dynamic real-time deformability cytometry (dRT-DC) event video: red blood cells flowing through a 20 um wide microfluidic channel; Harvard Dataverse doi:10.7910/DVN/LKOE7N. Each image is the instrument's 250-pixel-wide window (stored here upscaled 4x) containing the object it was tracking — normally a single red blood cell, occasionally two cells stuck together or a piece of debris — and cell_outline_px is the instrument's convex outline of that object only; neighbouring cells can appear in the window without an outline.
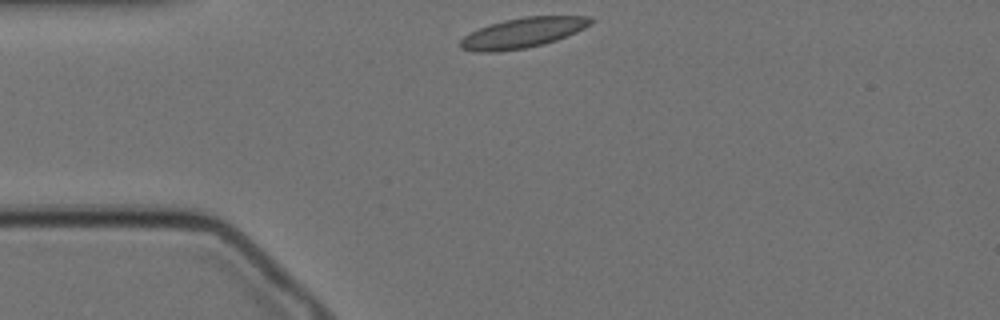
{"species": "Egyptian fruit bat (a non-hibernating species)", "species_latin": "Rousettus aegyptiacus", "temperature_condition": "cold", "stored_images_in_passage": 47, "camera_frame_rate_fps": 3000, "um_per_image_px": 0.085, "animal": {"sex": "female"}, "frame": {"image": 1, "passage_image": 1, "time_ms": 0.0, "image_size_px": [1000, 320], "cell_outline_px": [[592, 24], [576, 32], [556, 40], [544, 44], [524, 48], [496, 52], [476, 52], [460, 48], [460, 40], [464, 36], [488, 24], [504, 20], [524, 16], [592, 16]], "centroid_in_image_um": [44.43, 2.78], "position_along_channel_um": 40.6, "area_um2": 22.83}}
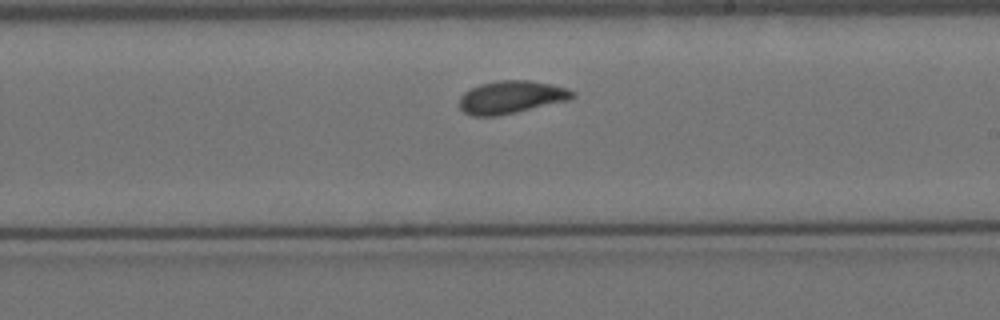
{"frame": {"image": 2, "passage_image": 21, "time_ms": 6.667, "image_size_px": [1000, 320], "cell_outline_px": [[576, 96], [568, 100], [516, 112], [496, 116], [472, 116], [464, 112], [460, 108], [460, 96], [464, 92], [480, 84], [500, 80], [528, 80], [552, 84], [568, 88], [576, 92]], "centroid_in_image_um": [43.47, 8.25], "position_along_channel_um": 245.5, "area_um2": 21.56}}
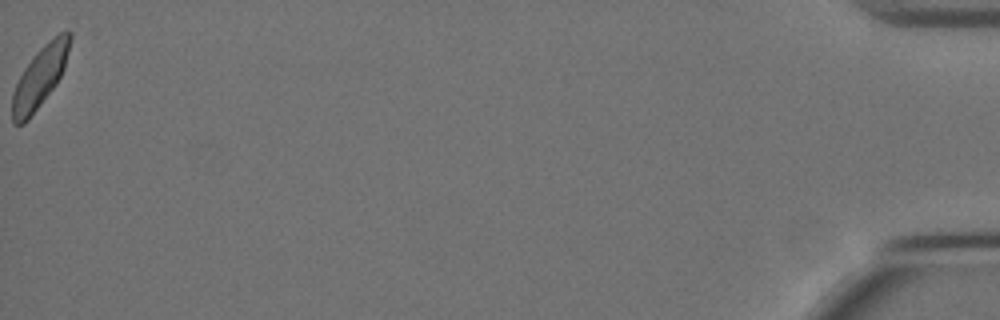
{"frame": {"image": 3, "passage_image": 47, "time_ms": 15.333, "image_size_px": [1000, 320], "cell_outline_px": [[72, 36], [64, 68], [56, 84], [28, 120], [24, 124], [12, 124], [12, 92], [24, 68], [36, 52], [48, 40], [60, 32], [68, 28], [72, 32]], "centroid_in_image_um": [3.4, 6.52], "position_along_channel_um": 431.8, "area_um2": 20.46}, "authors_computed_cell_mechanics": {"area_um2": 21.1548, "velocity_mm_per_s": 3.3882, "shape_relaxation_time_tau1_ms": 5.1986, "shape_relaxation_time_tau2_ms": 1.2228, "deformation_change_tau1": 0.1216, "deformation_change_tau2": 0.0494}}